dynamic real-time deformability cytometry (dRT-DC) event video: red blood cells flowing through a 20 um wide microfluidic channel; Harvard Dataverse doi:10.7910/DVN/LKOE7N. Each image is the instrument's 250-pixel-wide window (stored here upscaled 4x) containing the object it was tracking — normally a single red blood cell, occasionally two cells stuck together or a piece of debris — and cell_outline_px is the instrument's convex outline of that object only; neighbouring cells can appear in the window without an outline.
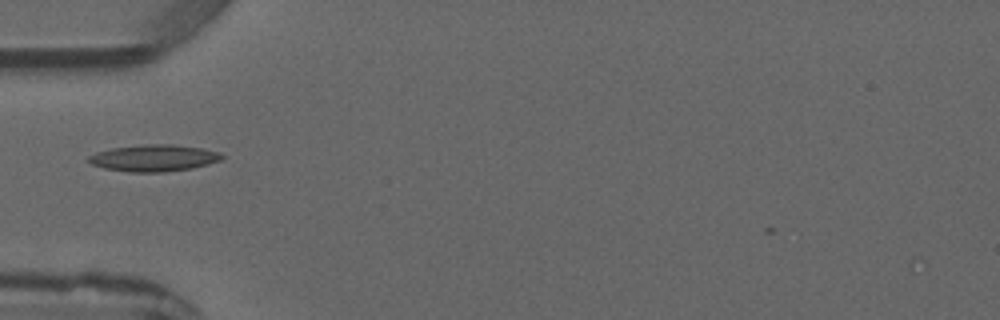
{"species": "common noctule bat (a hibernating species)", "species_latin": "Nyctalus noctula", "temperature_condition": "warm", "stored_images_in_passage": 3, "camera_frame_rate_fps": 3000, "um_per_image_px": 0.085, "animal": {"sex": "male", "forearm_length_mm": 52.5}, "frame": {"image": 1, "passage_image": 2, "time_ms": 1.333, "image_size_px": [1000, 320], "cell_outline_px": [[224, 156], [220, 160], [208, 164], [192, 168], [164, 172], [128, 172], [104, 168], [92, 164], [88, 160], [88, 156], [96, 152], [112, 148], [144, 144], [172, 144], [200, 148], [220, 152]], "centroid_in_image_um": [13.07, 13.43], "position_along_channel_um": 71.9, "area_um2": 20.69}}
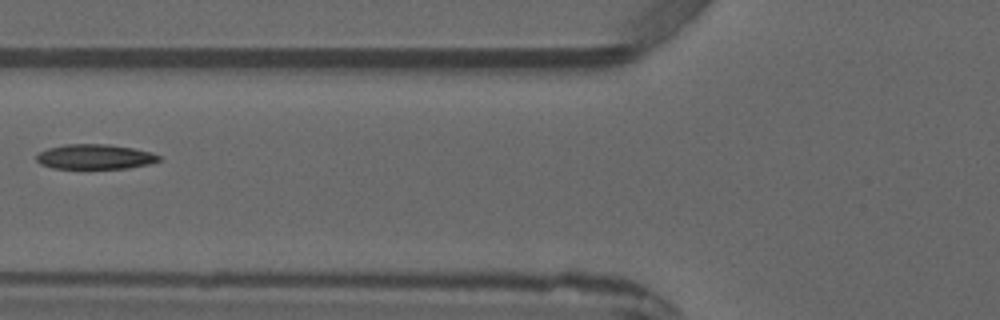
{"frame": {"image": 2, "passage_image": 3, "time_ms": 2.333, "image_size_px": [1000, 320], "cell_outline_px": [[160, 160], [148, 164], [128, 168], [52, 168], [40, 164], [36, 160], [36, 156], [40, 152], [48, 148], [64, 144], [108, 144], [132, 148], [152, 152], [160, 156]], "centroid_in_image_um": [8.05, 13.32], "position_along_channel_um": 117.7, "area_um2": 17.69}}